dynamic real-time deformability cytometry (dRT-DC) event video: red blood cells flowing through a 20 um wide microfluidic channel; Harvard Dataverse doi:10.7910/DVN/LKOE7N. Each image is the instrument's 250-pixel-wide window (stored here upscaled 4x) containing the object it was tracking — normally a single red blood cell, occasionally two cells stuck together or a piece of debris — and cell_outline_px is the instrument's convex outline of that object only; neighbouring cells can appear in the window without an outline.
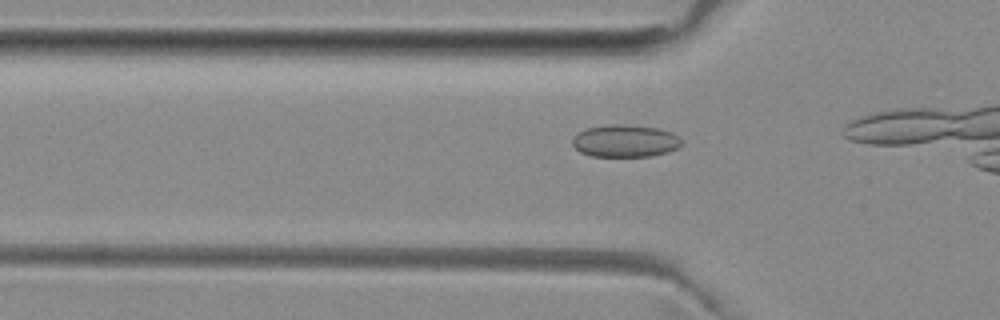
{"species": "common noctule bat (a hibernating species)", "species_latin": "Nyctalus noctula", "temperature_condition": "room temperature", "stored_images_in_passage": 9, "camera_frame_rate_fps": 3000, "um_per_image_px": 0.085, "animal": {"sex": "female", "body_mass_g": 29.2, "forearm_length_mm": 56.3}, "frame": {"image": 1, "passage_image": 6, "time_ms": 1.667, "image_size_px": [1000, 320], "cell_outline_px": [[684, 144], [668, 152], [652, 156], [592, 156], [580, 152], [572, 144], [572, 140], [580, 132], [588, 128], [608, 124], [624, 124], [660, 128], [672, 132]], "centroid_in_image_um": [53.16, 11.98], "position_along_channel_um": 72.6, "area_um2": 20.52}}